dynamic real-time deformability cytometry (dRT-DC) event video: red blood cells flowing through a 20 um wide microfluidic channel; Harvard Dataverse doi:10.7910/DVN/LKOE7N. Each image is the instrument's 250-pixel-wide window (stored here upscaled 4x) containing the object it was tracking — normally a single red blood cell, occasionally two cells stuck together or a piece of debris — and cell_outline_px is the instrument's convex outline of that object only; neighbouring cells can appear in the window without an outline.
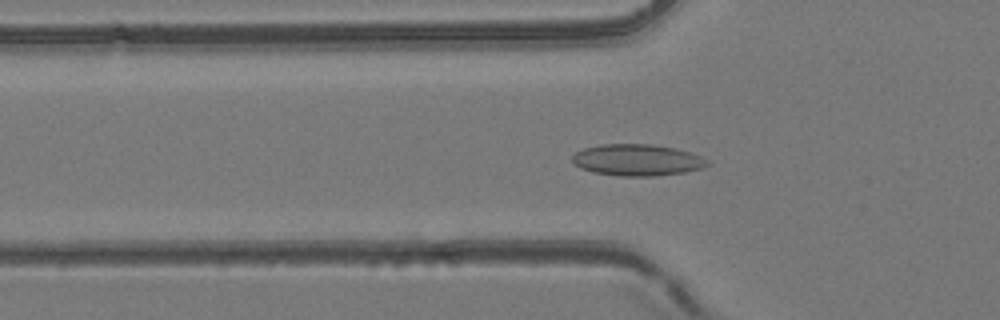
{"species": "common noctule bat (a hibernating species)", "species_latin": "Nyctalus noctula", "temperature_condition": "room temperature", "stored_images_in_passage": 49, "camera_frame_rate_fps": 3000, "um_per_image_px": 0.085, "animal": {"sex": "female", "body_mass_g": 24.6, "forearm_length_mm": 56.2}, "frame": {"image": 1, "passage_image": 17, "time_ms": 5.333, "image_size_px": [1000, 320], "cell_outline_px": [[708, 164], [700, 168], [684, 172], [656, 176], [620, 176], [592, 172], [580, 168], [572, 164], [572, 156], [576, 152], [584, 148], [600, 144], [648, 144], [676, 148], [700, 156], [708, 160]], "centroid_in_image_um": [54.1, 13.6], "position_along_channel_um": 71.7, "area_um2": 24.8}}
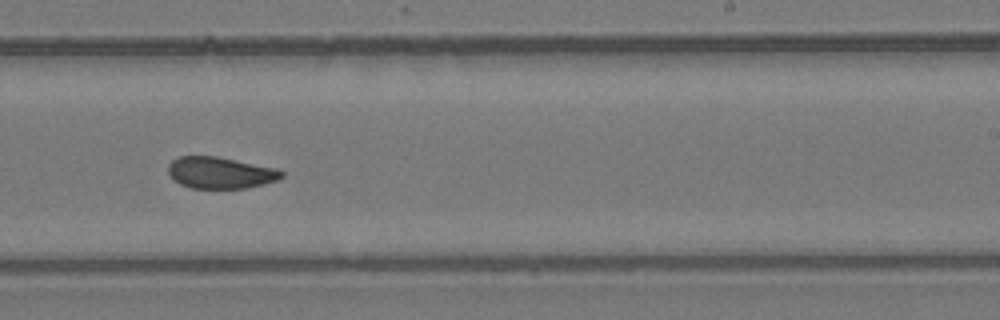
{"frame": {"image": 2, "passage_image": 31, "time_ms": 10.0, "image_size_px": [1000, 320], "cell_outline_px": [[284, 176], [276, 180], [264, 184], [248, 188], [192, 188], [180, 184], [168, 172], [168, 164], [172, 160], [180, 156], [216, 156], [276, 168], [284, 172]], "centroid_in_image_um": [18.74, 14.68], "position_along_channel_um": 270.3, "area_um2": 20.75}}
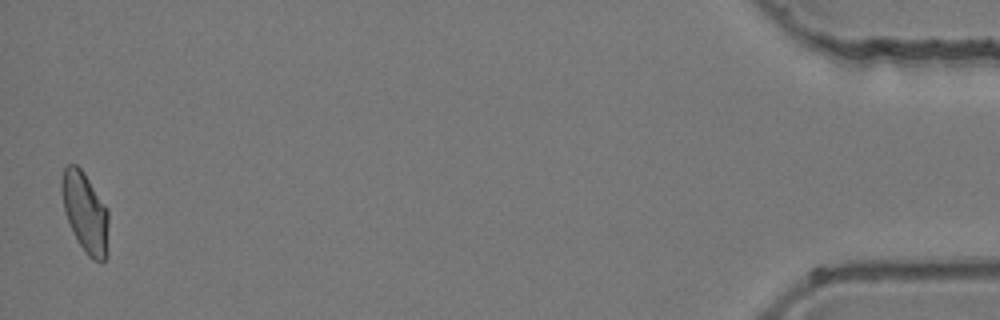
{"frame": {"image": 3, "passage_image": 49, "time_ms": 16.0, "image_size_px": [1000, 320], "cell_outline_px": [[108, 252], [104, 260], [100, 264], [92, 260], [84, 252], [64, 212], [60, 188], [60, 180], [64, 168], [68, 164], [76, 164], [84, 172], [108, 208]], "centroid_in_image_um": [7.25, 18.05], "position_along_channel_um": 427.9, "area_um2": 22.25}}